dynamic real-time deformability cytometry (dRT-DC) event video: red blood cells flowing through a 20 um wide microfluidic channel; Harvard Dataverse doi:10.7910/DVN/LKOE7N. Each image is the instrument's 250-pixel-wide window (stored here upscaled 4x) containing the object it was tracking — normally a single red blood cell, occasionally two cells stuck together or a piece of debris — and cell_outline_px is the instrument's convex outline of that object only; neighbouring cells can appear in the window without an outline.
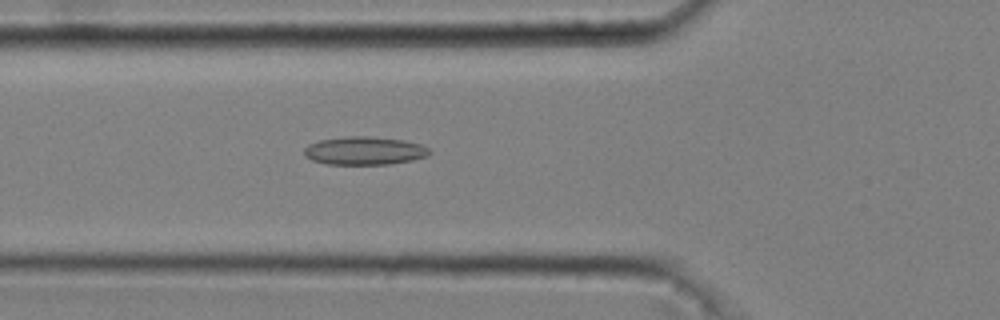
{"species": "common noctule bat (a hibernating species)", "species_latin": "Nyctalus noctula", "temperature_condition": "cold", "stored_images_in_passage": 37, "camera_frame_rate_fps": 3000, "um_per_image_px": 0.085, "animal": {"sex": "male", "body_mass_g": 20.4}, "frame": {"image": 1, "passage_image": 5, "time_ms": 1.333, "image_size_px": [1000, 320], "cell_outline_px": [[432, 152], [428, 156], [412, 160], [388, 164], [328, 164], [312, 160], [304, 156], [304, 148], [308, 144], [320, 140], [348, 136], [368, 136], [404, 140], [420, 144], [428, 148]], "centroid_in_image_um": [30.98, 12.81], "position_along_channel_um": 94.8, "area_um2": 20.58}}
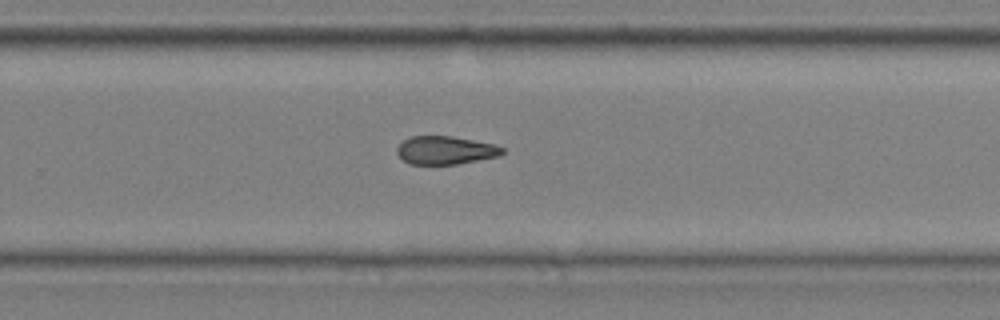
{"frame": {"image": 2, "passage_image": 21, "time_ms": 6.667, "image_size_px": [1000, 320], "cell_outline_px": [[504, 152], [500, 156], [456, 164], [408, 164], [396, 152], [396, 148], [404, 140], [412, 136], [452, 136], [496, 144], [504, 148]], "centroid_in_image_um": [37.89, 12.77], "position_along_channel_um": 291.9, "area_um2": 17.34}}
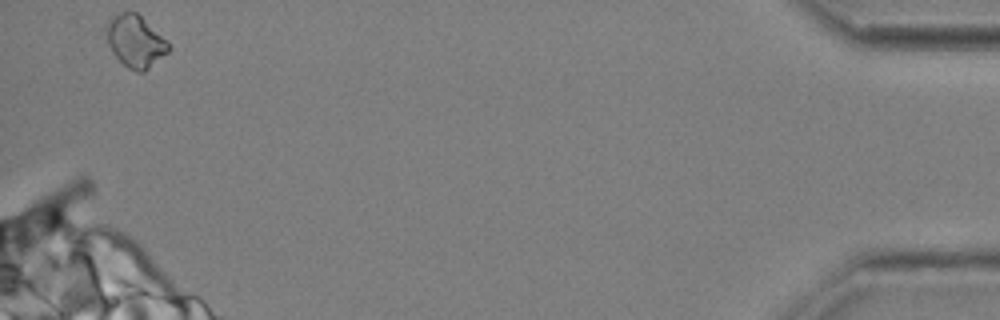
{"frame": {"image": 3, "passage_image": 37, "time_ms": 12.0, "image_size_px": [1000, 320], "cell_outline_px": [[172, 48], [168, 52], [144, 72], [136, 72], [128, 68], [112, 52], [104, 36], [104, 28], [120, 12], [136, 12], [168, 40]], "centroid_in_image_um": [11.52, 3.52], "position_along_channel_um": 423.7, "area_um2": 18.9}, "authors_computed_cell_mechanics": {"area_um2": 18.0336, "velocity_mm_per_s": 3.6964, "shape_relaxation_time_tau1_ms": null, "shape_relaxation_time_tau2_ms": 4.2859, "deformation_change_tau1": null, "deformation_change_tau2": 0.1205}}